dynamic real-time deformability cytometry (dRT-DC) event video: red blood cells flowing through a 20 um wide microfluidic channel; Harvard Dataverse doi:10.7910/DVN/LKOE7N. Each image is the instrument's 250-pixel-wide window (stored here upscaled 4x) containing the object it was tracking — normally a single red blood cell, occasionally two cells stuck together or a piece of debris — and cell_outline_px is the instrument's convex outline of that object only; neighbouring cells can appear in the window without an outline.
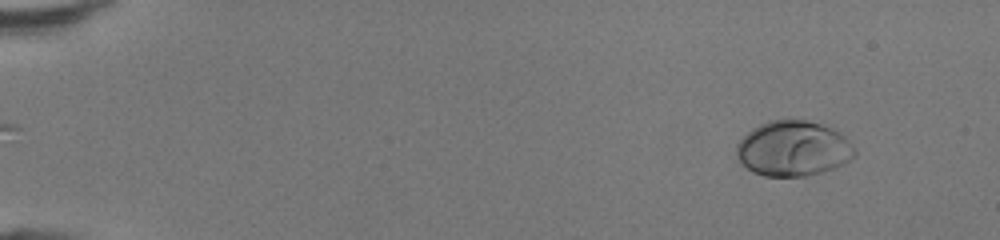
{"species": "human", "species_latin": "Homo sapiens", "temperature_condition": "room temperature", "stored_images_in_passage": 23, "camera_frame_rate_fps": 3000, "um_per_image_px": 0.085, "donor": {"sex": "female"}, "frame": {"image": 1, "passage_image": 5, "time_ms": 1.333, "image_size_px": [1000, 240], "cell_outline_px": [[856, 156], [832, 168], [820, 172], [804, 176], [764, 176], [752, 172], [740, 164], [736, 156], [736, 144], [752, 128], [768, 120], [804, 120], [820, 124], [832, 128], [840, 132], [856, 148]], "centroid_in_image_um": [67.39, 12.63], "position_along_channel_um": 17.6, "area_um2": 38.09}}
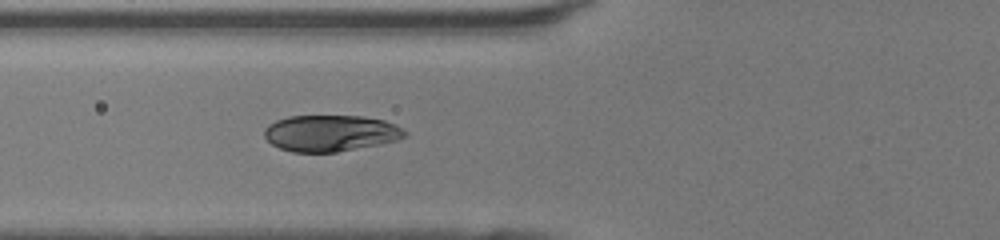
{"frame": {"image": 2, "passage_image": 20, "time_ms": 6.333, "image_size_px": [1000, 240], "cell_outline_px": [[408, 136], [396, 140], [380, 144], [336, 152], [292, 152], [280, 148], [272, 144], [264, 136], [264, 128], [268, 124], [276, 120], [288, 116], [364, 116], [384, 120], [396, 124], [408, 132]], "centroid_in_image_um": [28.11, 11.31], "position_along_channel_um": 97.7, "area_um2": 29.94}}
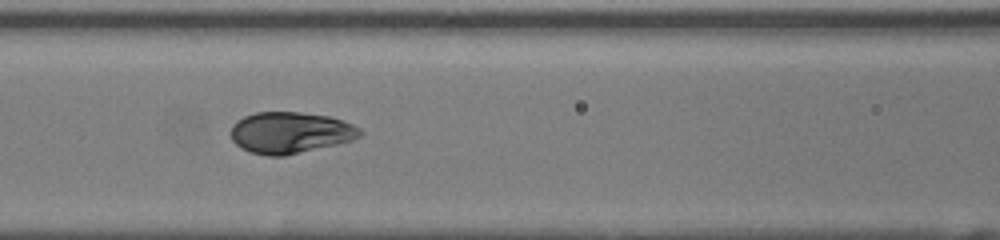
{"frame": {"image": 3, "passage_image": 23, "time_ms": 7.333, "image_size_px": [1000, 240], "cell_outline_px": [[364, 132], [360, 136], [352, 140], [336, 144], [284, 156], [268, 156], [252, 152], [240, 148], [232, 140], [232, 124], [236, 120], [244, 116], [256, 112], [300, 112], [328, 116], [352, 124], [360, 128]], "centroid_in_image_um": [24.66, 11.27], "position_along_channel_um": 141.9, "area_um2": 31.04}}